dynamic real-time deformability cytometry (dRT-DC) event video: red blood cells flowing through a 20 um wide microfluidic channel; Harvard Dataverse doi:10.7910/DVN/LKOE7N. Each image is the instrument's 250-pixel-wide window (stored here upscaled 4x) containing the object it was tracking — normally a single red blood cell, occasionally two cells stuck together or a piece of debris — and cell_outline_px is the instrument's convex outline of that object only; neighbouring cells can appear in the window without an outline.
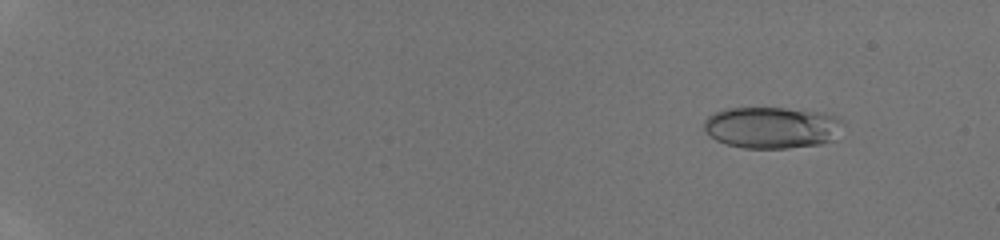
{"species": "human", "species_latin": "Homo sapiens", "temperature_condition": "room temperature", "stored_images_in_passage": 47, "camera_frame_rate_fps": 3000, "um_per_image_px": 0.085, "donor": {"sex": "male"}, "frame": {"image": 1, "passage_image": 6, "time_ms": 1.667, "image_size_px": [1000, 240], "cell_outline_px": [[848, 124], [828, 140], [820, 144], [788, 148], [744, 148], [728, 144], [716, 140], [704, 132], [704, 120], [708, 116], [716, 112], [728, 108], [784, 108], [824, 112], [836, 116], [844, 120]], "centroid_in_image_um": [65.62, 10.83], "position_along_channel_um": 19.4, "area_um2": 33.81}}
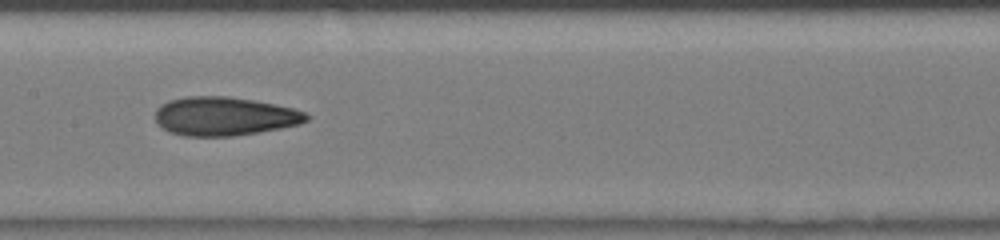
{"frame": {"image": 2, "passage_image": 28, "time_ms": 9.0, "image_size_px": [1000, 240], "cell_outline_px": [[308, 120], [300, 124], [280, 128], [232, 136], [184, 136], [168, 132], [156, 124], [156, 108], [160, 104], [168, 100], [184, 96], [228, 96], [252, 100], [292, 108], [304, 112], [308, 116]], "centroid_in_image_um": [19.0, 9.88], "position_along_channel_um": 188.4, "area_um2": 34.1}}
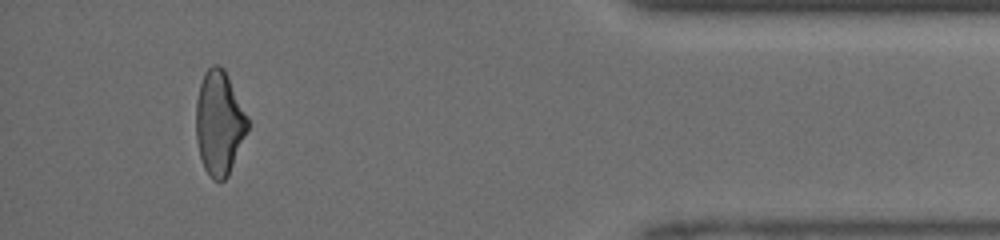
{"frame": {"image": 3, "passage_image": 45, "time_ms": 14.667, "image_size_px": [1000, 240], "cell_outline_px": [[248, 128], [228, 176], [224, 180], [212, 180], [204, 168], [200, 156], [196, 140], [196, 100], [200, 84], [204, 72], [212, 64], [216, 64], [224, 68], [248, 116]], "centroid_in_image_um": [18.62, 10.43], "position_along_channel_um": 416.6, "area_um2": 31.27}}